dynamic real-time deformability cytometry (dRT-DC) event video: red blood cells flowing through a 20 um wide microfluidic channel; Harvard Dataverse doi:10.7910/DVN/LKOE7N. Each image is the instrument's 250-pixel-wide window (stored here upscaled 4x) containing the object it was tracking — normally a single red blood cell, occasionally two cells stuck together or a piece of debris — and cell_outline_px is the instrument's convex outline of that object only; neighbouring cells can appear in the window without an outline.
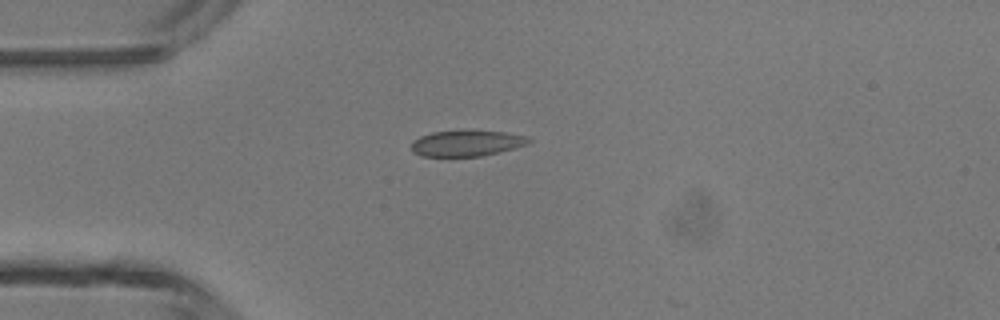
{"species": "common noctule bat (a hibernating species)", "species_latin": "Nyctalus noctula", "temperature_condition": "room temperature", "stored_images_in_passage": 4, "camera_frame_rate_fps": 3000, "um_per_image_px": 0.085, "animal": {"sex": "male", "body_mass_g": 13.3}, "frame": {"image": 1, "passage_image": 4, "time_ms": 3.333, "image_size_px": [1000, 320], "cell_outline_px": [[532, 140], [528, 144], [500, 152], [480, 156], [420, 156], [412, 152], [412, 140], [420, 136], [432, 132], [508, 132], [528, 136]], "centroid_in_image_um": [39.67, 12.2], "position_along_channel_um": 45.3, "area_um2": 17.4}}